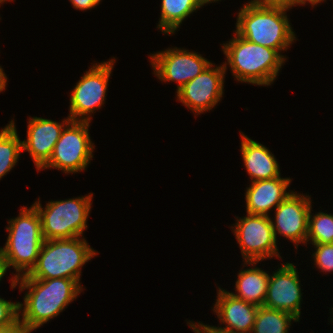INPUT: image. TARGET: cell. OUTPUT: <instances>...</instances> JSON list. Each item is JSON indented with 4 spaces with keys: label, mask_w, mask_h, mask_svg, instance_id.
Listing matches in <instances>:
<instances>
[{
    "label": "cell",
    "mask_w": 333,
    "mask_h": 333,
    "mask_svg": "<svg viewBox=\"0 0 333 333\" xmlns=\"http://www.w3.org/2000/svg\"><path fill=\"white\" fill-rule=\"evenodd\" d=\"M18 284L20 291L29 289L23 298L24 305L20 302L18 305L19 323L29 331L57 317L83 291L82 285L77 280L68 278L11 279L12 289Z\"/></svg>",
    "instance_id": "6da1fadb"
},
{
    "label": "cell",
    "mask_w": 333,
    "mask_h": 333,
    "mask_svg": "<svg viewBox=\"0 0 333 333\" xmlns=\"http://www.w3.org/2000/svg\"><path fill=\"white\" fill-rule=\"evenodd\" d=\"M287 10L289 8L250 1L238 13L235 32L252 43L280 52L287 50L296 39L286 15Z\"/></svg>",
    "instance_id": "7a4b0ae2"
},
{
    "label": "cell",
    "mask_w": 333,
    "mask_h": 333,
    "mask_svg": "<svg viewBox=\"0 0 333 333\" xmlns=\"http://www.w3.org/2000/svg\"><path fill=\"white\" fill-rule=\"evenodd\" d=\"M20 215L8 221L9 232L4 248H0V262L5 270L13 267L17 274L11 279L27 275L35 266L44 238L41 218L31 205L21 208ZM23 273V274H22Z\"/></svg>",
    "instance_id": "3957f363"
},
{
    "label": "cell",
    "mask_w": 333,
    "mask_h": 333,
    "mask_svg": "<svg viewBox=\"0 0 333 333\" xmlns=\"http://www.w3.org/2000/svg\"><path fill=\"white\" fill-rule=\"evenodd\" d=\"M222 50L236 81L253 85H271L286 60L278 50L252 43L236 32Z\"/></svg>",
    "instance_id": "277c9868"
},
{
    "label": "cell",
    "mask_w": 333,
    "mask_h": 333,
    "mask_svg": "<svg viewBox=\"0 0 333 333\" xmlns=\"http://www.w3.org/2000/svg\"><path fill=\"white\" fill-rule=\"evenodd\" d=\"M96 254L85 238L44 240L35 266L19 278H68L80 283L82 266Z\"/></svg>",
    "instance_id": "5b68a950"
},
{
    "label": "cell",
    "mask_w": 333,
    "mask_h": 333,
    "mask_svg": "<svg viewBox=\"0 0 333 333\" xmlns=\"http://www.w3.org/2000/svg\"><path fill=\"white\" fill-rule=\"evenodd\" d=\"M93 193L66 200L50 201L42 208L40 197L32 204L41 218L44 240L71 239L83 236L91 209Z\"/></svg>",
    "instance_id": "8992f818"
},
{
    "label": "cell",
    "mask_w": 333,
    "mask_h": 333,
    "mask_svg": "<svg viewBox=\"0 0 333 333\" xmlns=\"http://www.w3.org/2000/svg\"><path fill=\"white\" fill-rule=\"evenodd\" d=\"M88 121H70L62 130L49 161L41 168H56L64 173H76L86 169L93 158Z\"/></svg>",
    "instance_id": "52a82bcc"
},
{
    "label": "cell",
    "mask_w": 333,
    "mask_h": 333,
    "mask_svg": "<svg viewBox=\"0 0 333 333\" xmlns=\"http://www.w3.org/2000/svg\"><path fill=\"white\" fill-rule=\"evenodd\" d=\"M234 235L240 246L245 265L254 266L264 259L279 257L277 240L269 215L248 214L237 217Z\"/></svg>",
    "instance_id": "ba28073f"
},
{
    "label": "cell",
    "mask_w": 333,
    "mask_h": 333,
    "mask_svg": "<svg viewBox=\"0 0 333 333\" xmlns=\"http://www.w3.org/2000/svg\"><path fill=\"white\" fill-rule=\"evenodd\" d=\"M114 62L115 58L109 59L108 62L93 64L77 82L70 95V114L68 117L71 121L90 122L92 118L89 115L104 104Z\"/></svg>",
    "instance_id": "9c48e42d"
},
{
    "label": "cell",
    "mask_w": 333,
    "mask_h": 333,
    "mask_svg": "<svg viewBox=\"0 0 333 333\" xmlns=\"http://www.w3.org/2000/svg\"><path fill=\"white\" fill-rule=\"evenodd\" d=\"M150 60L159 80L177 82V91L211 64L200 54L177 47L152 54Z\"/></svg>",
    "instance_id": "30bf717a"
},
{
    "label": "cell",
    "mask_w": 333,
    "mask_h": 333,
    "mask_svg": "<svg viewBox=\"0 0 333 333\" xmlns=\"http://www.w3.org/2000/svg\"><path fill=\"white\" fill-rule=\"evenodd\" d=\"M213 65L211 63L202 73L176 91L177 100L197 115L214 108L223 95L227 63L216 68L212 67Z\"/></svg>",
    "instance_id": "8fae6325"
},
{
    "label": "cell",
    "mask_w": 333,
    "mask_h": 333,
    "mask_svg": "<svg viewBox=\"0 0 333 333\" xmlns=\"http://www.w3.org/2000/svg\"><path fill=\"white\" fill-rule=\"evenodd\" d=\"M311 209V199L308 195L294 191L275 208V222L271 220L277 240V234L290 239L297 247L306 243L308 234V216Z\"/></svg>",
    "instance_id": "7c38bea8"
},
{
    "label": "cell",
    "mask_w": 333,
    "mask_h": 333,
    "mask_svg": "<svg viewBox=\"0 0 333 333\" xmlns=\"http://www.w3.org/2000/svg\"><path fill=\"white\" fill-rule=\"evenodd\" d=\"M298 276L294 264L288 262L269 275L263 306L288 312L300 319L302 293Z\"/></svg>",
    "instance_id": "4fadbf2b"
},
{
    "label": "cell",
    "mask_w": 333,
    "mask_h": 333,
    "mask_svg": "<svg viewBox=\"0 0 333 333\" xmlns=\"http://www.w3.org/2000/svg\"><path fill=\"white\" fill-rule=\"evenodd\" d=\"M218 289L213 311L222 324L226 323V327L208 325L209 328L217 333H251L259 306L239 299L226 290Z\"/></svg>",
    "instance_id": "5bb4252c"
},
{
    "label": "cell",
    "mask_w": 333,
    "mask_h": 333,
    "mask_svg": "<svg viewBox=\"0 0 333 333\" xmlns=\"http://www.w3.org/2000/svg\"><path fill=\"white\" fill-rule=\"evenodd\" d=\"M28 121L27 140L22 141V149L30 153L39 171L51 158L62 130L71 119L68 117L59 123L42 117H33Z\"/></svg>",
    "instance_id": "9a60e30c"
},
{
    "label": "cell",
    "mask_w": 333,
    "mask_h": 333,
    "mask_svg": "<svg viewBox=\"0 0 333 333\" xmlns=\"http://www.w3.org/2000/svg\"><path fill=\"white\" fill-rule=\"evenodd\" d=\"M290 183V178L280 176L252 182L245 194L246 212L268 216L269 210L276 208L291 193L286 191Z\"/></svg>",
    "instance_id": "2e32d148"
},
{
    "label": "cell",
    "mask_w": 333,
    "mask_h": 333,
    "mask_svg": "<svg viewBox=\"0 0 333 333\" xmlns=\"http://www.w3.org/2000/svg\"><path fill=\"white\" fill-rule=\"evenodd\" d=\"M241 153L252 182L280 176L278 162L264 145L241 133Z\"/></svg>",
    "instance_id": "e0dca14e"
},
{
    "label": "cell",
    "mask_w": 333,
    "mask_h": 333,
    "mask_svg": "<svg viewBox=\"0 0 333 333\" xmlns=\"http://www.w3.org/2000/svg\"><path fill=\"white\" fill-rule=\"evenodd\" d=\"M269 274L260 268H247L238 273L235 284L237 294H231L246 302L263 306L267 293Z\"/></svg>",
    "instance_id": "ac0fdd59"
},
{
    "label": "cell",
    "mask_w": 333,
    "mask_h": 333,
    "mask_svg": "<svg viewBox=\"0 0 333 333\" xmlns=\"http://www.w3.org/2000/svg\"><path fill=\"white\" fill-rule=\"evenodd\" d=\"M161 16L157 27L165 34H173L185 18L201 8L202 0H162Z\"/></svg>",
    "instance_id": "d6986e66"
},
{
    "label": "cell",
    "mask_w": 333,
    "mask_h": 333,
    "mask_svg": "<svg viewBox=\"0 0 333 333\" xmlns=\"http://www.w3.org/2000/svg\"><path fill=\"white\" fill-rule=\"evenodd\" d=\"M292 320L299 321L288 312L259 306L251 333H288Z\"/></svg>",
    "instance_id": "ffe728a7"
},
{
    "label": "cell",
    "mask_w": 333,
    "mask_h": 333,
    "mask_svg": "<svg viewBox=\"0 0 333 333\" xmlns=\"http://www.w3.org/2000/svg\"><path fill=\"white\" fill-rule=\"evenodd\" d=\"M22 141L18 137L13 120L0 130V179L18 162L22 152Z\"/></svg>",
    "instance_id": "44dd1931"
},
{
    "label": "cell",
    "mask_w": 333,
    "mask_h": 333,
    "mask_svg": "<svg viewBox=\"0 0 333 333\" xmlns=\"http://www.w3.org/2000/svg\"><path fill=\"white\" fill-rule=\"evenodd\" d=\"M308 216V234L306 243L310 240L312 244L333 243V215L319 212Z\"/></svg>",
    "instance_id": "7402d4cb"
},
{
    "label": "cell",
    "mask_w": 333,
    "mask_h": 333,
    "mask_svg": "<svg viewBox=\"0 0 333 333\" xmlns=\"http://www.w3.org/2000/svg\"><path fill=\"white\" fill-rule=\"evenodd\" d=\"M316 251L313 253L314 262L322 272H333V243L312 244Z\"/></svg>",
    "instance_id": "603a6c76"
},
{
    "label": "cell",
    "mask_w": 333,
    "mask_h": 333,
    "mask_svg": "<svg viewBox=\"0 0 333 333\" xmlns=\"http://www.w3.org/2000/svg\"><path fill=\"white\" fill-rule=\"evenodd\" d=\"M19 302L0 298V329H7L19 323Z\"/></svg>",
    "instance_id": "cb8c5ba5"
},
{
    "label": "cell",
    "mask_w": 333,
    "mask_h": 333,
    "mask_svg": "<svg viewBox=\"0 0 333 333\" xmlns=\"http://www.w3.org/2000/svg\"><path fill=\"white\" fill-rule=\"evenodd\" d=\"M251 2L266 6H281L289 9L295 6V0H251Z\"/></svg>",
    "instance_id": "d4e9b609"
},
{
    "label": "cell",
    "mask_w": 333,
    "mask_h": 333,
    "mask_svg": "<svg viewBox=\"0 0 333 333\" xmlns=\"http://www.w3.org/2000/svg\"><path fill=\"white\" fill-rule=\"evenodd\" d=\"M74 8L79 10H89L96 7L101 0H69Z\"/></svg>",
    "instance_id": "484cf974"
},
{
    "label": "cell",
    "mask_w": 333,
    "mask_h": 333,
    "mask_svg": "<svg viewBox=\"0 0 333 333\" xmlns=\"http://www.w3.org/2000/svg\"><path fill=\"white\" fill-rule=\"evenodd\" d=\"M31 331L27 330L23 325L18 323L16 326L0 329V333H30Z\"/></svg>",
    "instance_id": "4316f807"
},
{
    "label": "cell",
    "mask_w": 333,
    "mask_h": 333,
    "mask_svg": "<svg viewBox=\"0 0 333 333\" xmlns=\"http://www.w3.org/2000/svg\"><path fill=\"white\" fill-rule=\"evenodd\" d=\"M7 84L6 74L3 72V69L0 66V92L5 90Z\"/></svg>",
    "instance_id": "83f0119b"
},
{
    "label": "cell",
    "mask_w": 333,
    "mask_h": 333,
    "mask_svg": "<svg viewBox=\"0 0 333 333\" xmlns=\"http://www.w3.org/2000/svg\"><path fill=\"white\" fill-rule=\"evenodd\" d=\"M321 1L323 2L324 0H295V5H305L306 2L310 3L312 6L316 5L318 3H321Z\"/></svg>",
    "instance_id": "f1b7e54d"
},
{
    "label": "cell",
    "mask_w": 333,
    "mask_h": 333,
    "mask_svg": "<svg viewBox=\"0 0 333 333\" xmlns=\"http://www.w3.org/2000/svg\"><path fill=\"white\" fill-rule=\"evenodd\" d=\"M5 273H6L5 266L0 262V281L5 275Z\"/></svg>",
    "instance_id": "f546056e"
},
{
    "label": "cell",
    "mask_w": 333,
    "mask_h": 333,
    "mask_svg": "<svg viewBox=\"0 0 333 333\" xmlns=\"http://www.w3.org/2000/svg\"><path fill=\"white\" fill-rule=\"evenodd\" d=\"M215 2V1H219V0H202L203 5L207 4V3H211V2Z\"/></svg>",
    "instance_id": "4dcf8cb0"
},
{
    "label": "cell",
    "mask_w": 333,
    "mask_h": 333,
    "mask_svg": "<svg viewBox=\"0 0 333 333\" xmlns=\"http://www.w3.org/2000/svg\"><path fill=\"white\" fill-rule=\"evenodd\" d=\"M5 1H13V0H0V4L4 3Z\"/></svg>",
    "instance_id": "1f68e13d"
}]
</instances>
